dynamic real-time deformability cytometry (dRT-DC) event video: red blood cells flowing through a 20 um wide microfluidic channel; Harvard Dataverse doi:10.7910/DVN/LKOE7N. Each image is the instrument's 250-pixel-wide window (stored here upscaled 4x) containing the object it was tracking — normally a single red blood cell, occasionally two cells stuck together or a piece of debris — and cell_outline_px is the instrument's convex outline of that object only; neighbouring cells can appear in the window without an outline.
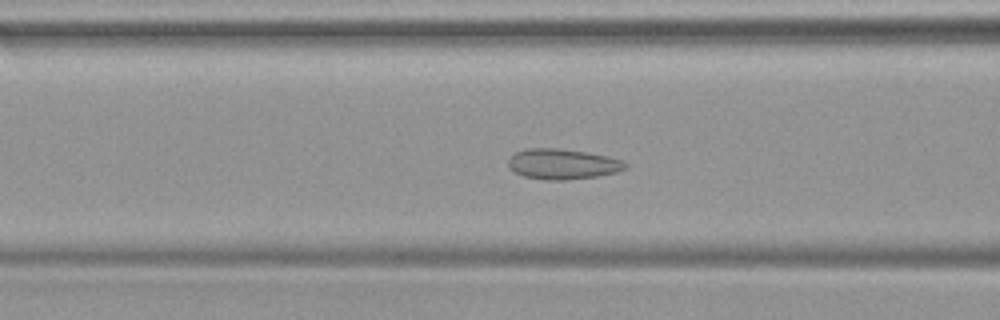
{"species": "common noctule bat (a hibernating species)", "species_latin": "Nyctalus noctula", "temperature_condition": "warm", "stored_images_in_passage": 38, "camera_frame_rate_fps": 3000, "um_per_image_px": 0.085, "animal": {"sex": "female", "body_mass_g": 19.9}, "frame": {"image": 1, "passage_image": 8, "time_ms": 2.333, "image_size_px": [1000, 320], "cell_outline_px": [[628, 168], [616, 172], [596, 176], [564, 180], [544, 180], [524, 176], [516, 172], [508, 164], [508, 160], [516, 152], [524, 148], [560, 148], [588, 152], [608, 156], [624, 160], [628, 164]], "centroid_in_image_um": [47.87, 13.93], "position_along_channel_um": 118.7, "area_um2": 20.81}}
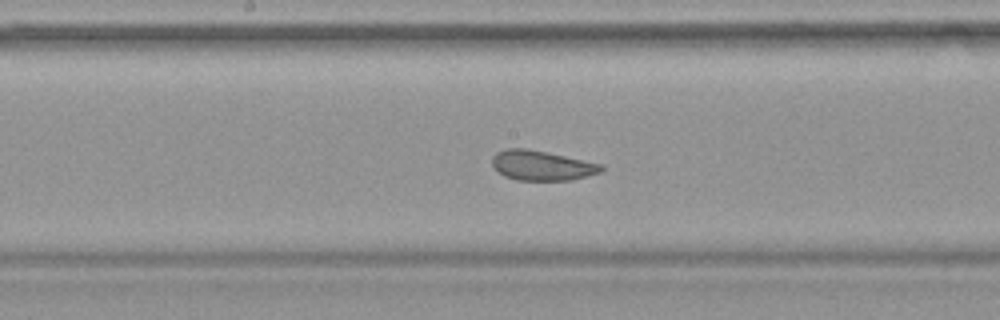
{"frame": {"image": 2, "passage_image": 14, "time_ms": 4.333, "image_size_px": [1000, 320], "cell_outline_px": [[604, 168], [600, 172], [572, 180], [516, 180], [504, 176], [492, 168], [492, 156], [496, 152], [504, 148], [528, 148], [548, 152], [604, 164]], "centroid_in_image_um": [46.02, 14.05], "position_along_channel_um": 202.2, "area_um2": 19.31}}
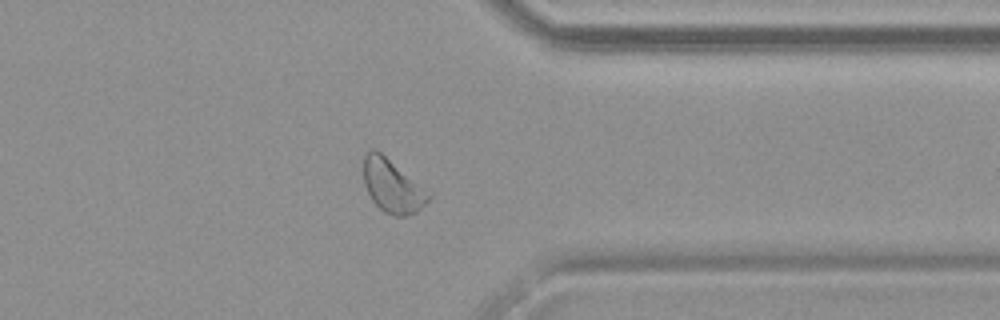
{"frame": {"image": 3, "passage_image": 27, "time_ms": 8.667, "image_size_px": [1000, 320], "cell_outline_px": [[432, 196], [416, 212], [404, 216], [396, 216], [384, 212], [372, 200], [364, 184], [364, 156], [372, 148], [376, 148], [432, 192]], "centroid_in_image_um": [33.38, 15.79], "position_along_channel_um": 378.0, "area_um2": 20.29}}